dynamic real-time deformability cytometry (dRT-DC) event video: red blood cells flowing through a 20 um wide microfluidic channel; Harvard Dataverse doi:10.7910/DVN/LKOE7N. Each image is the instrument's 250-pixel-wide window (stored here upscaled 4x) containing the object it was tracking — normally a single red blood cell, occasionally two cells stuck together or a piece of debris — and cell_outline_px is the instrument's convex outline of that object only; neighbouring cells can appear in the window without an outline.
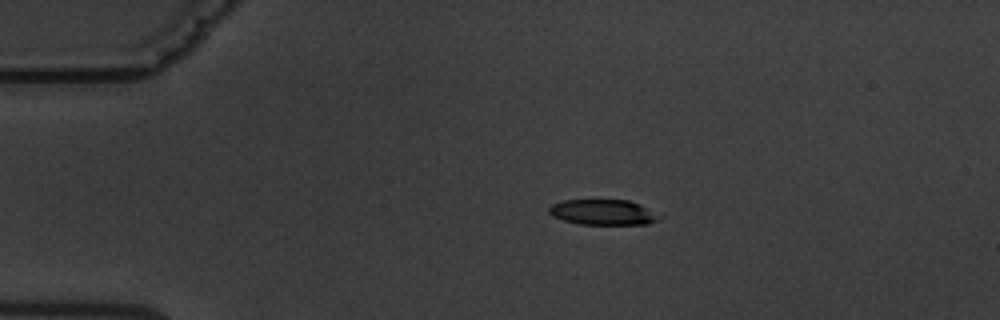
{"species": "common noctule bat (a hibernating species)", "species_latin": "Nyctalus noctula", "temperature_condition": "warm", "stored_images_in_passage": 4, "camera_frame_rate_fps": 3000, "um_per_image_px": 0.085, "animal": {"sex": "male", "body_mass_g": 19.5, "forearm_length_mm": 54.6}, "frame": {"image": 1, "passage_image": 1, "time_ms": 0.0, "image_size_px": [1000, 320], "cell_outline_px": [[664, 216], [648, 224], [580, 224], [564, 220], [552, 216], [548, 212], [548, 208], [552, 204], [564, 200], [628, 200], [640, 204]], "centroid_in_image_um": [51.28, 18.04], "position_along_channel_um": 33.7, "area_um2": 16.36}}
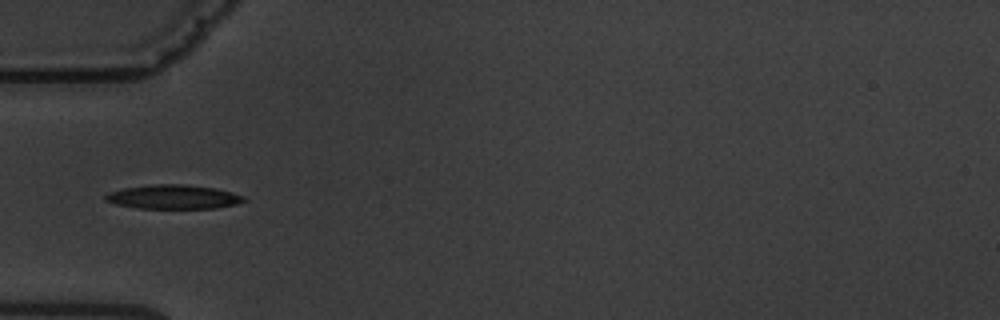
{"frame": {"image": 2, "passage_image": 3, "time_ms": 2.333, "image_size_px": [1000, 320], "cell_outline_px": [[248, 200], [236, 204], [216, 208], [136, 208], [116, 204], [104, 200], [104, 196], [108, 192], [124, 188], [148, 184], [184, 184], [216, 188], [232, 192], [244, 196]], "centroid_in_image_um": [14.73, 16.73], "position_along_channel_um": 70.3, "area_um2": 19.59}}
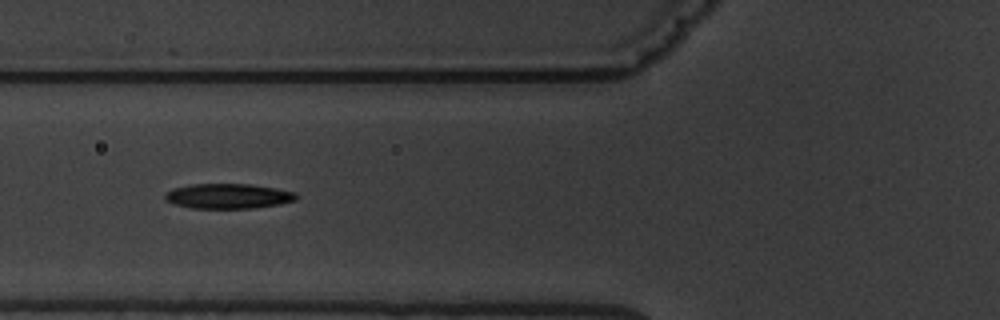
{"frame": {"image": 3, "passage_image": 4, "time_ms": 3.333, "image_size_px": [1000, 320], "cell_outline_px": [[300, 196], [296, 200], [280, 204], [252, 208], [192, 208], [172, 204], [164, 200], [164, 192], [172, 188], [192, 184], [248, 184], [276, 188], [296, 192]], "centroid_in_image_um": [19.37, 16.67], "position_along_channel_um": 106.4, "area_um2": 19.36}}